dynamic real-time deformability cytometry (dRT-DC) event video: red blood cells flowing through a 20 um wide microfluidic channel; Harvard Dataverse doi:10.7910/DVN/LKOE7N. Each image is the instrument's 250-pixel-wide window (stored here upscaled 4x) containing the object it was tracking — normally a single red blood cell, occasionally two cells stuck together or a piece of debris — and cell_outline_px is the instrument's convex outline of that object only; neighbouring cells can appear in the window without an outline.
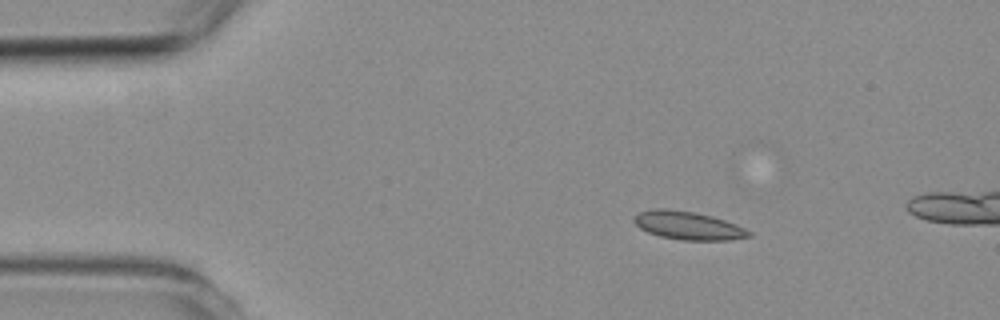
{"species": "common noctule bat (a hibernating species)", "species_latin": "Nyctalus noctula", "temperature_condition": "room temperature", "stored_images_in_passage": 2, "camera_frame_rate_fps": 3000, "um_per_image_px": 0.085, "animal": {"sex": "female", "body_mass_g": 19.3, "forearm_length_mm": 54.1}, "frame": {"image": 1, "passage_image": 1, "time_ms": 0.0, "image_size_px": [1000, 320], "cell_outline_px": [[752, 236], [728, 240], [680, 240], [660, 236], [648, 232], [640, 228], [632, 220], [640, 212], [656, 208], [664, 208], [692, 212], [712, 216], [736, 224], [752, 232]], "centroid_in_image_um": [58.5, 19.18], "position_along_channel_um": 26.5, "area_um2": 18.73}}